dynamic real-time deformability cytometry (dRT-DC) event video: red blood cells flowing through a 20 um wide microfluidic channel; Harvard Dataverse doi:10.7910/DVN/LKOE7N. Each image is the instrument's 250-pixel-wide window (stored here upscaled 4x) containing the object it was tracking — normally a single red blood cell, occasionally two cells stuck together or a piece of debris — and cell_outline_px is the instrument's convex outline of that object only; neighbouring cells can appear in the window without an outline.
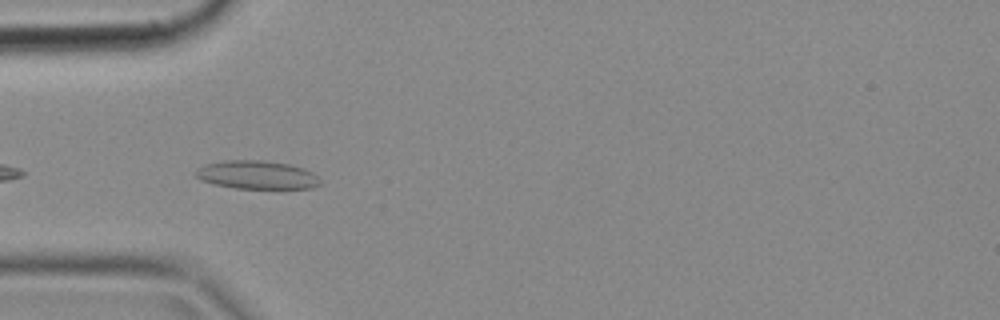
{"species": "common noctule bat (a hibernating species)", "species_latin": "Nyctalus noctula", "temperature_condition": "cold", "stored_images_in_passage": 5, "camera_frame_rate_fps": 3000, "um_per_image_px": 0.085, "animal": {"sex": "female", "body_mass_g": 18.4}, "frame": {"image": 1, "passage_image": 2, "time_ms": 0.333, "image_size_px": [1000, 320], "cell_outline_px": [[320, 184], [312, 188], [236, 188], [212, 184], [200, 180], [196, 176], [196, 168], [204, 164], [224, 160], [260, 160], [288, 164], [304, 168], [312, 172], [320, 180]], "centroid_in_image_um": [21.79, 14.86], "position_along_channel_um": 63.2, "area_um2": 20.58}}